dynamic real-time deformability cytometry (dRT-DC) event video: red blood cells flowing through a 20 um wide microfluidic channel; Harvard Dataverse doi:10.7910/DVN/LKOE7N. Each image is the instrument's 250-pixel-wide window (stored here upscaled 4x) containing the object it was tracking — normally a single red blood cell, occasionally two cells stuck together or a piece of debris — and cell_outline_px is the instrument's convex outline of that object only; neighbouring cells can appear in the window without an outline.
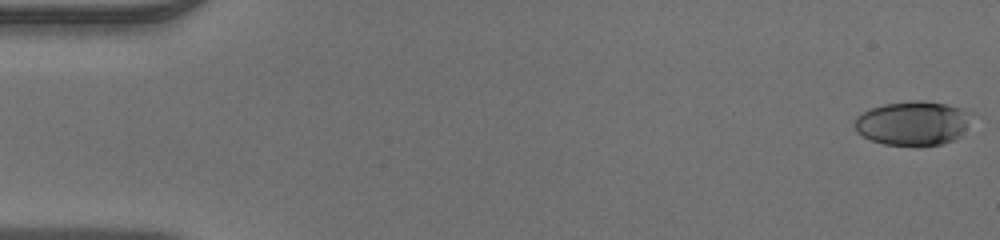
{"species": "human", "species_latin": "Homo sapiens", "temperature_condition": "warm", "stored_images_in_passage": 49, "camera_frame_rate_fps": 3000, "um_per_image_px": 0.085, "donor": {"sex": "male"}, "frame": {"image": 1, "passage_image": 1, "time_ms": 0.0, "image_size_px": [1000, 240], "cell_outline_px": [[980, 116], [956, 140], [940, 144], [916, 148], [884, 144], [872, 140], [856, 132], [852, 124], [856, 116], [872, 108], [884, 104], [912, 100], [924, 100], [944, 104], [976, 112]], "centroid_in_image_um": [77.71, 10.49], "position_along_channel_um": 7.3, "area_um2": 31.5}}
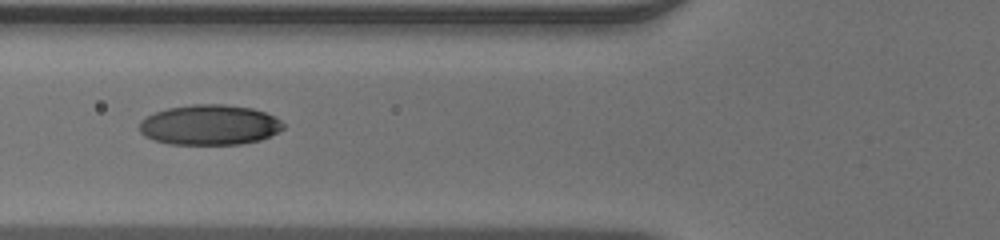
{"frame": {"image": 2, "passage_image": 19, "time_ms": 6.0, "image_size_px": [1000, 240], "cell_outline_px": [[284, 128], [260, 140], [240, 144], [168, 144], [152, 140], [144, 136], [140, 132], [140, 120], [156, 112], [168, 108], [192, 104], [224, 104], [252, 108], [264, 112], [280, 120], [284, 124]], "centroid_in_image_um": [17.78, 10.62], "position_along_channel_um": 108.0, "area_um2": 33.64}}
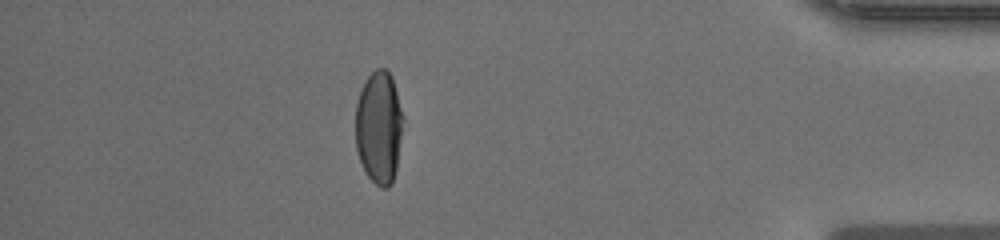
{"frame": {"image": 3, "passage_image": 43, "time_ms": 14.0, "image_size_px": [1000, 240], "cell_outline_px": [[404, 120], [396, 168], [392, 184], [388, 188], [380, 188], [368, 176], [360, 160], [356, 148], [356, 104], [360, 92], [368, 76], [376, 68], [388, 68], [392, 76], [404, 116]], "centroid_in_image_um": [32.23, 10.8], "position_along_channel_um": 403.0, "area_um2": 31.44}}